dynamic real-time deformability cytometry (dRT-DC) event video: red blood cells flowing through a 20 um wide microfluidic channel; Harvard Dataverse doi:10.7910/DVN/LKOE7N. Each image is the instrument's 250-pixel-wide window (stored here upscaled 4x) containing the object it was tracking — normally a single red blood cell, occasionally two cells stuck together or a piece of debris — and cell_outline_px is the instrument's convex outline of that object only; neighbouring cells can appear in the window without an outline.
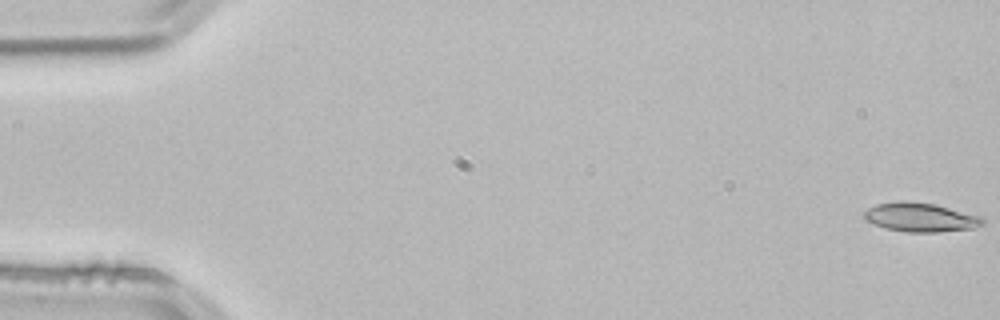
{"species": "common noctule bat (a hibernating species)", "species_latin": "Nyctalus noctula", "temperature_condition": "room temperature", "stored_images_in_passage": 53, "camera_frame_rate_fps": 3000, "um_per_image_px": 0.085, "animal": {"sex": "male", "body_mass_g": 21.5, "forearm_length_mm": 52.0}, "frame": {"image": 1, "passage_image": 1, "time_ms": 0.0, "image_size_px": [1000, 320], "cell_outline_px": [[984, 224], [972, 228], [940, 232], [908, 232], [884, 228], [872, 224], [864, 220], [864, 212], [868, 208], [876, 204], [900, 200], [904, 200], [936, 204], [984, 216]], "centroid_in_image_um": [78.24, 18.46], "position_along_channel_um": 6.8, "area_um2": 20.4}}
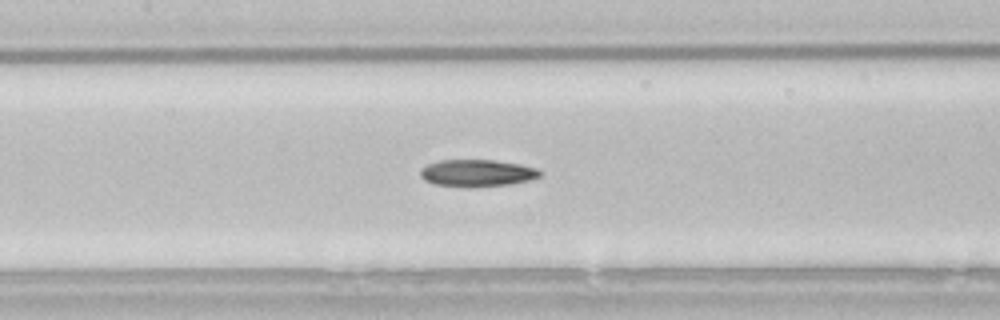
{"frame": {"image": 2, "passage_image": 25, "time_ms": 8.0, "image_size_px": [1000, 320], "cell_outline_px": [[544, 172], [540, 176], [532, 180], [512, 184], [476, 188], [464, 188], [432, 184], [424, 180], [420, 176], [420, 168], [428, 164], [440, 160], [496, 160], [520, 164], [536, 168]], "centroid_in_image_um": [40.56, 14.73], "position_along_channel_um": 166.8, "area_um2": 19.48}}
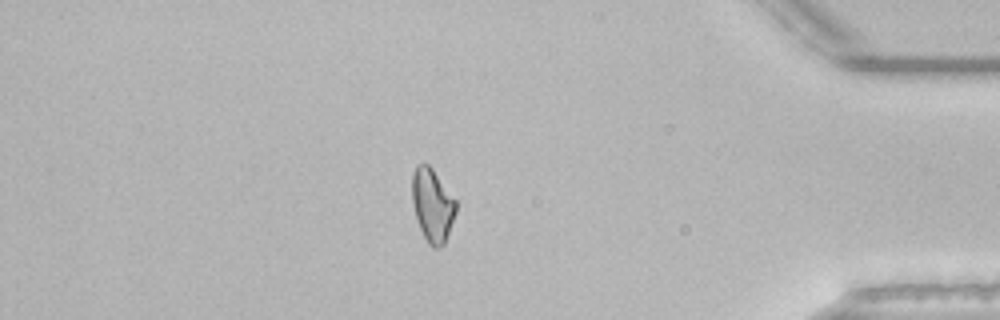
{"frame": {"image": 3, "passage_image": 46, "time_ms": 15.0, "image_size_px": [1000, 320], "cell_outline_px": [[456, 212], [444, 244], [440, 248], [432, 248], [428, 244], [420, 228], [412, 204], [412, 176], [416, 164], [428, 164], [432, 168], [456, 200]], "centroid_in_image_um": [36.75, 17.44], "position_along_channel_um": 398.5, "area_um2": 18.61}, "authors_computed_cell_mechanics": {"area_um2": 19.2474, "velocity_mm_per_s": 3.8519, "shape_relaxation_time_tau1_ms": 8.0183, "shape_relaxation_time_tau2_ms": 7.7597, "deformation_change_tau1": 0.1812, "deformation_change_tau2": 0.1558}}